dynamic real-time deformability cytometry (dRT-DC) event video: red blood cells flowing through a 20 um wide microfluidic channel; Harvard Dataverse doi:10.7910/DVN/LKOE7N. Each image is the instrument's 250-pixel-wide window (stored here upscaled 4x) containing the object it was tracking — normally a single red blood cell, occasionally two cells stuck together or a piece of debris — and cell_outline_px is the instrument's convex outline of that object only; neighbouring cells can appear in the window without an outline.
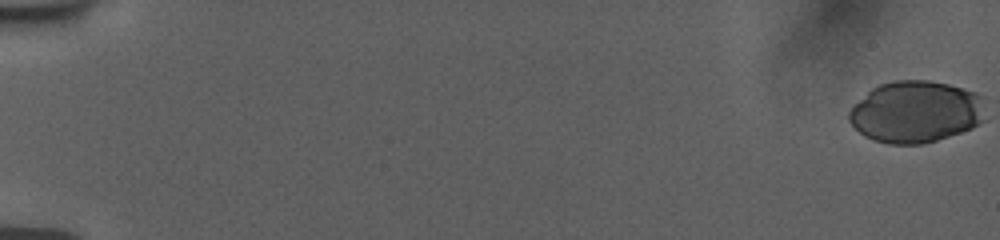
{"species": "human", "species_latin": "Homo sapiens", "temperature_condition": "room temperature", "stored_images_in_passage": 57, "camera_frame_rate_fps": 3000, "um_per_image_px": 0.085, "donor": {"sex": "female"}, "frame": {"image": 1, "passage_image": 1, "time_ms": 0.0, "image_size_px": [1000, 240], "cell_outline_px": [[984, 120], [972, 128], [924, 144], [888, 144], [872, 140], [864, 136], [848, 120], [848, 112], [872, 88], [880, 84], [896, 80], [928, 80], [948, 84], [976, 92], [980, 96]], "centroid_in_image_um": [77.82, 9.51], "position_along_channel_um": 7.2, "area_um2": 48.78}}
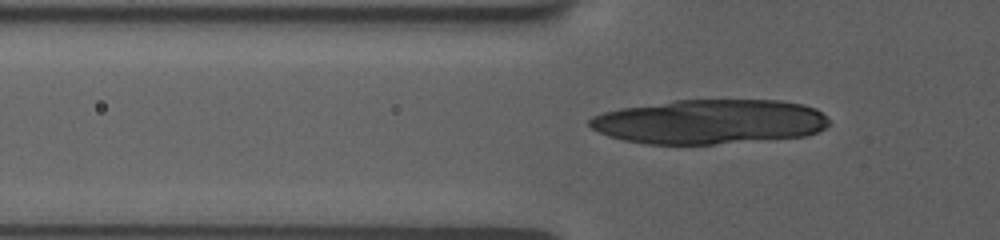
{"frame": {"image": 2, "passage_image": 21, "time_ms": 6.667, "image_size_px": [1000, 240], "cell_outline_px": [[828, 124], [824, 128], [816, 132], [804, 136], [716, 144], [644, 144], [624, 140], [608, 136], [592, 128], [588, 124], [588, 120], [592, 116], [604, 112], [620, 108], [676, 100], [780, 100], [804, 104], [816, 108], [828, 120]], "centroid_in_image_um": [60.3, 10.34], "position_along_channel_um": 65.5, "area_um2": 62.08}}